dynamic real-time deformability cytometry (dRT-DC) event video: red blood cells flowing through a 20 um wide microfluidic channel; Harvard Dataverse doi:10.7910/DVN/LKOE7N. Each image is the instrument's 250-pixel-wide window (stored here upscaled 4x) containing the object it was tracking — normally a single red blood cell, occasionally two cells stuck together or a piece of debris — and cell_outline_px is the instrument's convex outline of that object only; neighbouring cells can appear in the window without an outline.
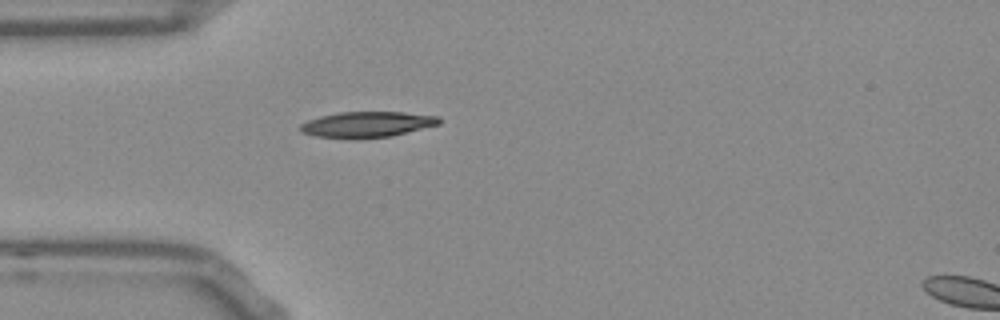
{"species": "Egyptian fruit bat (a non-hibernating species)", "species_latin": "Rousettus aegyptiacus", "temperature_condition": "room temperature", "stored_images_in_passage": 33, "camera_frame_rate_fps": 3000, "um_per_image_px": 0.085, "frame": {"image": 1, "passage_image": 1, "time_ms": 0.0, "image_size_px": [1000, 320], "cell_outline_px": [[440, 124], [392, 136], [356, 140], [352, 140], [316, 136], [304, 132], [300, 128], [300, 124], [308, 120], [320, 116], [340, 112], [404, 112], [440, 116]], "centroid_in_image_um": [31.22, 10.59], "position_along_channel_um": 53.8, "area_um2": 21.1}}
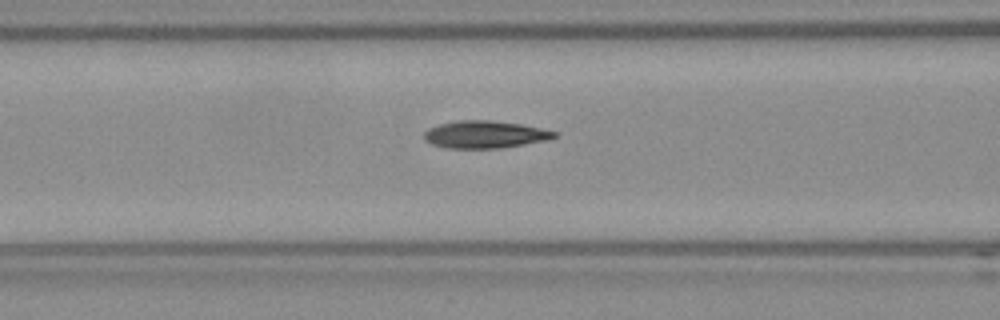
{"frame": {"image": 2, "passage_image": 7, "time_ms": 2.0, "image_size_px": [1000, 320], "cell_outline_px": [[556, 136], [544, 140], [524, 144], [500, 148], [448, 148], [432, 144], [424, 140], [424, 132], [428, 128], [440, 124], [456, 120], [488, 120], [520, 124], [540, 128], [556, 132]], "centroid_in_image_um": [41.15, 11.43], "position_along_channel_um": 125.4, "area_um2": 20.52}}
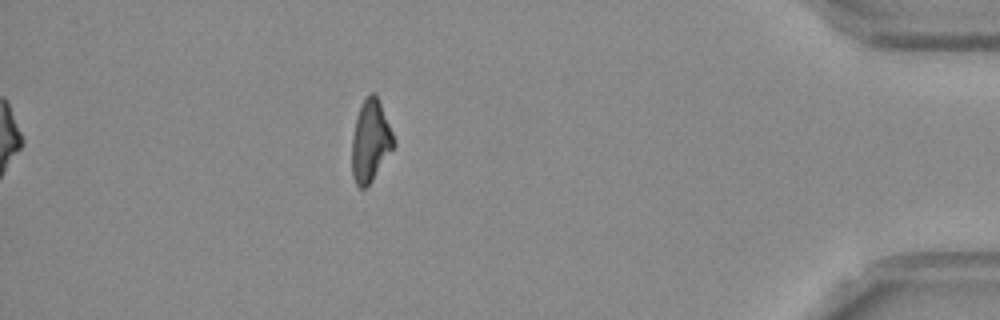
{"frame": {"image": 3, "passage_image": 33, "time_ms": 10.667, "image_size_px": [1000, 320], "cell_outline_px": [[396, 144], [372, 180], [364, 188], [360, 188], [356, 184], [352, 176], [352, 136], [360, 104], [372, 92], [376, 96], [380, 104], [392, 132]], "centroid_in_image_um": [31.47, 12.01], "position_along_channel_um": 403.7, "area_um2": 19.48}, "authors_computed_cell_mechanics": {"area_um2": 20.6924, "velocity_mm_per_s": 3.7981, "shape_relaxation_time_tau1_ms": 10.4847, "shape_relaxation_time_tau2_ms": 2.9818, "deformation_change_tau1": 0.2576, "deformation_change_tau2": 0.1159}}